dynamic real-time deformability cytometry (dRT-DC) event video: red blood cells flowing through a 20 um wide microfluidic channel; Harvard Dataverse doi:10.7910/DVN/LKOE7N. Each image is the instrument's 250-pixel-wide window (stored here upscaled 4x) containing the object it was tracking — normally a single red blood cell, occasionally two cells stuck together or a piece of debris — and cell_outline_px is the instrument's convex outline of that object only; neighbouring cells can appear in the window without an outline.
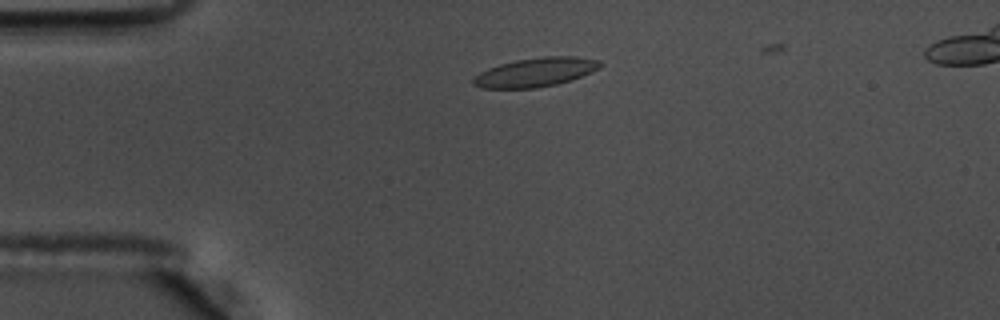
{"species": "common noctule bat (a hibernating species)", "species_latin": "Nyctalus noctula", "temperature_condition": "warm", "stored_images_in_passage": 48, "camera_frame_rate_fps": 3000, "um_per_image_px": 0.085, "animal": {"sex": "male", "body_mass_g": 17.5, "forearm_length_mm": 52.3}, "frame": {"image": 1, "passage_image": 9, "time_ms": 2.667, "image_size_px": [1000, 320], "cell_outline_px": [[604, 64], [600, 68], [592, 72], [572, 80], [556, 84], [536, 88], [480, 88], [472, 84], [472, 80], [480, 72], [488, 68], [500, 64], [516, 60], [544, 56], [576, 56], [600, 60]], "centroid_in_image_um": [45.56, 6.13], "position_along_channel_um": 39.4, "area_um2": 21.56}}
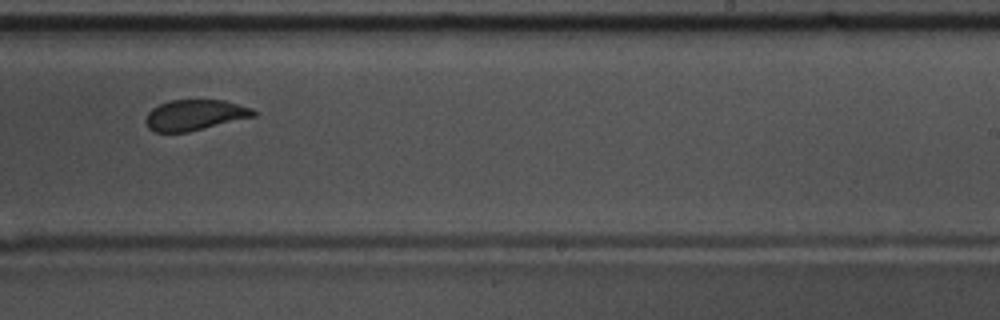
{"frame": {"image": 2, "passage_image": 31, "time_ms": 10.0, "image_size_px": [1000, 320], "cell_outline_px": [[256, 116], [188, 132], [156, 132], [148, 128], [144, 120], [148, 112], [152, 108], [160, 104], [172, 100], [224, 100], [252, 108], [256, 112]], "centroid_in_image_um": [16.55, 9.78], "position_along_channel_um": 272.4, "area_um2": 19.25}}
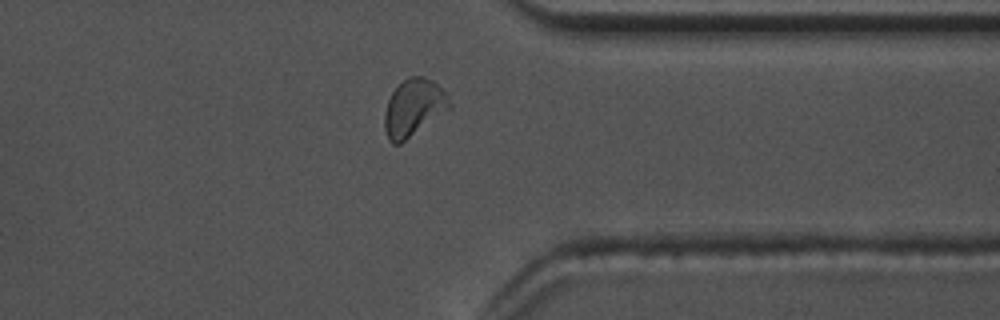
{"frame": {"image": 3, "passage_image": 40, "time_ms": 13.0, "image_size_px": [1000, 320], "cell_outline_px": [[452, 108], [400, 144], [392, 144], [388, 140], [384, 128], [384, 112], [388, 100], [392, 92], [408, 76], [424, 76], [432, 80], [448, 92], [452, 104]], "centroid_in_image_um": [35.19, 9.15], "position_along_channel_um": 376.2, "area_um2": 22.02}, "authors_computed_cell_mechanics": {"area_um2": 20.2589, "velocity_mm_per_s": 3.5984, "shape_relaxation_time_tau1_ms": 8.9195, "shape_relaxation_time_tau2_ms": null, "deformation_change_tau1": 0.1688, "deformation_change_tau2": null}}